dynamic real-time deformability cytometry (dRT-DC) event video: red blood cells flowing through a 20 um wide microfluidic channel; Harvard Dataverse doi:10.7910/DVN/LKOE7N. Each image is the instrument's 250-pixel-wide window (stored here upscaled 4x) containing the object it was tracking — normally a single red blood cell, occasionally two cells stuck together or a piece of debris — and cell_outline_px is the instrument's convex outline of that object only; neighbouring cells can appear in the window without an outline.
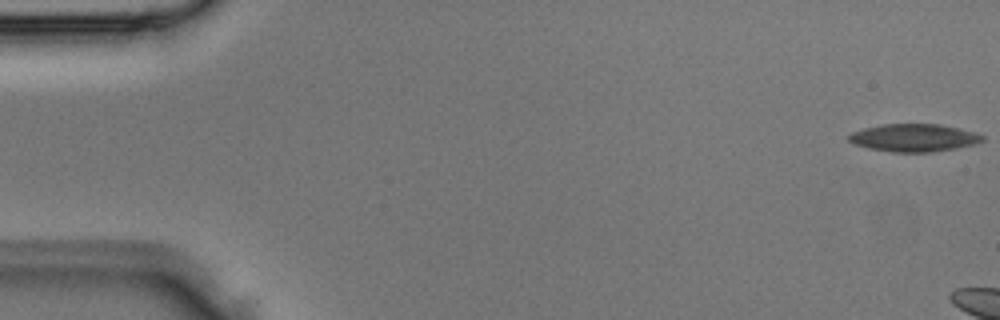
{"species": "Egyptian fruit bat (a non-hibernating species)", "species_latin": "Rousettus aegyptiacus", "temperature_condition": "room temperature", "stored_images_in_passage": 5, "camera_frame_rate_fps": 3000, "um_per_image_px": 0.085, "animal": {"sex": "male"}, "frame": {"image": 1, "passage_image": 1, "time_ms": 0.0, "image_size_px": [1000, 320], "cell_outline_px": [[984, 140], [976, 144], [956, 148], [932, 152], [892, 152], [868, 148], [856, 144], [848, 140], [848, 136], [852, 132], [864, 128], [884, 124], [940, 124], [976, 132], [984, 136]], "centroid_in_image_um": [77.71, 11.71], "position_along_channel_um": 7.3, "area_um2": 21.56}}